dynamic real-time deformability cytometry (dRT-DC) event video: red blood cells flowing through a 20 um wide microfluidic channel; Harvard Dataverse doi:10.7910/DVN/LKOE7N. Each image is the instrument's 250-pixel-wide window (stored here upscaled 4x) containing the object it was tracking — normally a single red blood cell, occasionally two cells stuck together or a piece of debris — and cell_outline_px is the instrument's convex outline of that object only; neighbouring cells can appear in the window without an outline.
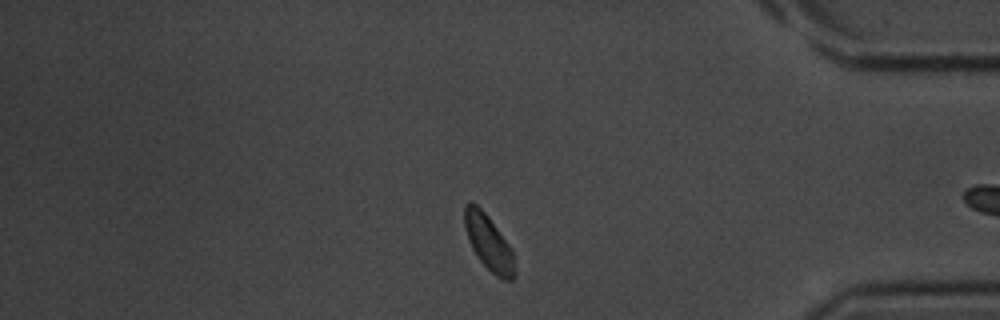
{"species": "common noctule bat (a hibernating species)", "species_latin": "Nyctalus noctula", "temperature_condition": "room temperature", "stored_images_in_passage": 31, "camera_frame_rate_fps": 3000, "um_per_image_px": 0.085, "animal": {"sex": "male", "body_mass_g": 20.1, "forearm_length_mm": 53.5}, "frame": {"image": 1, "passage_image": 31, "time_ms": 10.0, "image_size_px": [1000, 320], "cell_outline_px": [[516, 276], [512, 280], [504, 280], [496, 276], [480, 260], [472, 248], [468, 240], [464, 224], [464, 204], [468, 200], [472, 200], [488, 216], [512, 248], [516, 268]], "centroid_in_image_um": [41.55, 20.61], "position_along_channel_um": 393.7, "area_um2": 16.36}}